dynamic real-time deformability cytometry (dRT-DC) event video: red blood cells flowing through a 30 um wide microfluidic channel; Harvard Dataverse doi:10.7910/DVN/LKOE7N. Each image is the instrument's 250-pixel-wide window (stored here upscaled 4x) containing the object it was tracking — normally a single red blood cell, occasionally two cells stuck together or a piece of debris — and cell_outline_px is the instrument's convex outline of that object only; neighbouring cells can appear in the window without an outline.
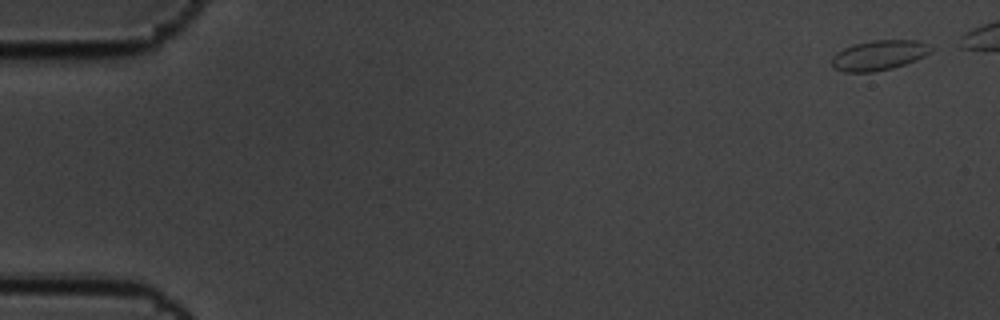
{"species": "common noctule bat (a hibernating species)", "species_latin": "Nyctalus noctula", "temperature_condition": "cold", "stored_images_in_passage": 10, "segment_of_instrument_passage": [1, 2], "camera_frame_rate_fps": 3000, "um_per_image_px": 0.085, "animal": {"sex": "male", "body_mass_g": 19.5, "forearm_length_mm": 54.6}, "frame": {"image": 1, "passage_image": 1, "time_ms": 0.0, "image_size_px": [1000, 320], "cell_outline_px": [[936, 48], [932, 52], [916, 60], [892, 68], [872, 72], [844, 72], [832, 68], [832, 56], [836, 52], [844, 48], [856, 44], [872, 40], [920, 40]], "centroid_in_image_um": [74.74, 4.69], "position_along_channel_um": 10.3, "area_um2": 17.51}}
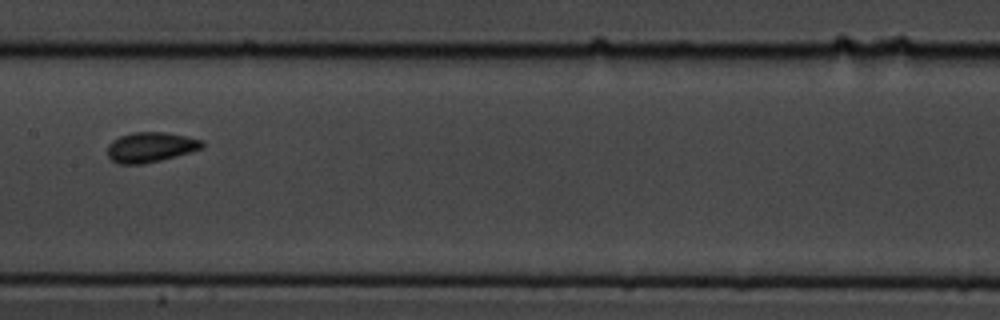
{"frame": {"image": 2, "passage_image": 9, "time_ms": 2.667, "image_size_px": [1000, 320], "cell_outline_px": [[204, 148], [176, 156], [144, 164], [120, 164], [112, 160], [108, 156], [108, 144], [112, 140], [120, 136], [132, 132], [164, 132], [204, 140]], "centroid_in_image_um": [12.8, 12.51], "position_along_channel_um": 194.6, "area_um2": 16.59}}